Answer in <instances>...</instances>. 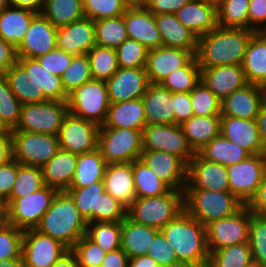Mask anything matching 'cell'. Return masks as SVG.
<instances>
[{"label":"cell","instance_id":"1","mask_svg":"<svg viewBox=\"0 0 266 267\" xmlns=\"http://www.w3.org/2000/svg\"><path fill=\"white\" fill-rule=\"evenodd\" d=\"M3 75L22 104L68 100L61 77L46 71L36 58H18Z\"/></svg>","mask_w":266,"mask_h":267},{"label":"cell","instance_id":"2","mask_svg":"<svg viewBox=\"0 0 266 267\" xmlns=\"http://www.w3.org/2000/svg\"><path fill=\"white\" fill-rule=\"evenodd\" d=\"M253 30L217 26L198 38L196 59L201 69L242 65Z\"/></svg>","mask_w":266,"mask_h":267},{"label":"cell","instance_id":"3","mask_svg":"<svg viewBox=\"0 0 266 267\" xmlns=\"http://www.w3.org/2000/svg\"><path fill=\"white\" fill-rule=\"evenodd\" d=\"M160 231L184 267H208L210 253L207 246L206 226L185 210Z\"/></svg>","mask_w":266,"mask_h":267},{"label":"cell","instance_id":"4","mask_svg":"<svg viewBox=\"0 0 266 267\" xmlns=\"http://www.w3.org/2000/svg\"><path fill=\"white\" fill-rule=\"evenodd\" d=\"M39 232L59 241L69 250L87 230V222L79 213L72 198L58 192L35 228Z\"/></svg>","mask_w":266,"mask_h":267},{"label":"cell","instance_id":"5","mask_svg":"<svg viewBox=\"0 0 266 267\" xmlns=\"http://www.w3.org/2000/svg\"><path fill=\"white\" fill-rule=\"evenodd\" d=\"M244 205L230 192L184 190V210L204 226L237 213Z\"/></svg>","mask_w":266,"mask_h":267},{"label":"cell","instance_id":"6","mask_svg":"<svg viewBox=\"0 0 266 267\" xmlns=\"http://www.w3.org/2000/svg\"><path fill=\"white\" fill-rule=\"evenodd\" d=\"M184 210V192L170 190L158 197H136L127 216L136 223L161 230Z\"/></svg>","mask_w":266,"mask_h":267},{"label":"cell","instance_id":"7","mask_svg":"<svg viewBox=\"0 0 266 267\" xmlns=\"http://www.w3.org/2000/svg\"><path fill=\"white\" fill-rule=\"evenodd\" d=\"M143 130L100 127L97 148L107 164L129 163L143 152Z\"/></svg>","mask_w":266,"mask_h":267},{"label":"cell","instance_id":"8","mask_svg":"<svg viewBox=\"0 0 266 267\" xmlns=\"http://www.w3.org/2000/svg\"><path fill=\"white\" fill-rule=\"evenodd\" d=\"M68 112L101 126L110 106L105 81L92 79L68 95Z\"/></svg>","mask_w":266,"mask_h":267},{"label":"cell","instance_id":"9","mask_svg":"<svg viewBox=\"0 0 266 267\" xmlns=\"http://www.w3.org/2000/svg\"><path fill=\"white\" fill-rule=\"evenodd\" d=\"M67 113V101L22 104L20 120L12 131L58 135Z\"/></svg>","mask_w":266,"mask_h":267},{"label":"cell","instance_id":"10","mask_svg":"<svg viewBox=\"0 0 266 267\" xmlns=\"http://www.w3.org/2000/svg\"><path fill=\"white\" fill-rule=\"evenodd\" d=\"M13 159L22 165L44 166L60 149L57 135L12 131Z\"/></svg>","mask_w":266,"mask_h":267},{"label":"cell","instance_id":"11","mask_svg":"<svg viewBox=\"0 0 266 267\" xmlns=\"http://www.w3.org/2000/svg\"><path fill=\"white\" fill-rule=\"evenodd\" d=\"M230 193L247 205L256 195L266 172V153L251 154L243 161L226 166Z\"/></svg>","mask_w":266,"mask_h":267},{"label":"cell","instance_id":"12","mask_svg":"<svg viewBox=\"0 0 266 267\" xmlns=\"http://www.w3.org/2000/svg\"><path fill=\"white\" fill-rule=\"evenodd\" d=\"M59 191L50 186L22 198L15 199L7 208V223L26 230L36 228Z\"/></svg>","mask_w":266,"mask_h":267},{"label":"cell","instance_id":"13","mask_svg":"<svg viewBox=\"0 0 266 267\" xmlns=\"http://www.w3.org/2000/svg\"><path fill=\"white\" fill-rule=\"evenodd\" d=\"M143 151H163L177 155L186 164L195 156L179 124L146 125L142 131Z\"/></svg>","mask_w":266,"mask_h":267},{"label":"cell","instance_id":"14","mask_svg":"<svg viewBox=\"0 0 266 267\" xmlns=\"http://www.w3.org/2000/svg\"><path fill=\"white\" fill-rule=\"evenodd\" d=\"M253 213L244 205L237 213L206 225L208 251L248 242L249 224Z\"/></svg>","mask_w":266,"mask_h":267},{"label":"cell","instance_id":"15","mask_svg":"<svg viewBox=\"0 0 266 267\" xmlns=\"http://www.w3.org/2000/svg\"><path fill=\"white\" fill-rule=\"evenodd\" d=\"M100 126L68 112L58 132L60 149L83 154L97 148Z\"/></svg>","mask_w":266,"mask_h":267},{"label":"cell","instance_id":"16","mask_svg":"<svg viewBox=\"0 0 266 267\" xmlns=\"http://www.w3.org/2000/svg\"><path fill=\"white\" fill-rule=\"evenodd\" d=\"M69 249L35 228L23 232L22 257L26 267H52Z\"/></svg>","mask_w":266,"mask_h":267},{"label":"cell","instance_id":"17","mask_svg":"<svg viewBox=\"0 0 266 267\" xmlns=\"http://www.w3.org/2000/svg\"><path fill=\"white\" fill-rule=\"evenodd\" d=\"M185 189L230 192L226 166L205 160L196 153L187 164Z\"/></svg>","mask_w":266,"mask_h":267},{"label":"cell","instance_id":"18","mask_svg":"<svg viewBox=\"0 0 266 267\" xmlns=\"http://www.w3.org/2000/svg\"><path fill=\"white\" fill-rule=\"evenodd\" d=\"M140 160L172 190L184 192L187 164L180 157L163 151H143Z\"/></svg>","mask_w":266,"mask_h":267},{"label":"cell","instance_id":"19","mask_svg":"<svg viewBox=\"0 0 266 267\" xmlns=\"http://www.w3.org/2000/svg\"><path fill=\"white\" fill-rule=\"evenodd\" d=\"M57 27L38 13L21 43L16 47L18 58H37L57 47Z\"/></svg>","mask_w":266,"mask_h":267},{"label":"cell","instance_id":"20","mask_svg":"<svg viewBox=\"0 0 266 267\" xmlns=\"http://www.w3.org/2000/svg\"><path fill=\"white\" fill-rule=\"evenodd\" d=\"M105 83L110 103L141 98L150 84L145 67L119 68Z\"/></svg>","mask_w":266,"mask_h":267},{"label":"cell","instance_id":"21","mask_svg":"<svg viewBox=\"0 0 266 267\" xmlns=\"http://www.w3.org/2000/svg\"><path fill=\"white\" fill-rule=\"evenodd\" d=\"M265 99L266 88L247 83L221 101V116L256 119Z\"/></svg>","mask_w":266,"mask_h":267},{"label":"cell","instance_id":"22","mask_svg":"<svg viewBox=\"0 0 266 267\" xmlns=\"http://www.w3.org/2000/svg\"><path fill=\"white\" fill-rule=\"evenodd\" d=\"M195 55L182 48L159 46L148 51L146 73L150 84H160L173 70L184 67Z\"/></svg>","mask_w":266,"mask_h":267},{"label":"cell","instance_id":"23","mask_svg":"<svg viewBox=\"0 0 266 267\" xmlns=\"http://www.w3.org/2000/svg\"><path fill=\"white\" fill-rule=\"evenodd\" d=\"M123 17L128 38L135 39L148 50L162 46L155 14L144 5L128 7Z\"/></svg>","mask_w":266,"mask_h":267},{"label":"cell","instance_id":"24","mask_svg":"<svg viewBox=\"0 0 266 267\" xmlns=\"http://www.w3.org/2000/svg\"><path fill=\"white\" fill-rule=\"evenodd\" d=\"M57 47L72 55L87 54L95 45L94 20L84 17L57 28Z\"/></svg>","mask_w":266,"mask_h":267},{"label":"cell","instance_id":"25","mask_svg":"<svg viewBox=\"0 0 266 267\" xmlns=\"http://www.w3.org/2000/svg\"><path fill=\"white\" fill-rule=\"evenodd\" d=\"M175 17L198 38L218 26L217 3L210 0H190L174 13Z\"/></svg>","mask_w":266,"mask_h":267},{"label":"cell","instance_id":"26","mask_svg":"<svg viewBox=\"0 0 266 267\" xmlns=\"http://www.w3.org/2000/svg\"><path fill=\"white\" fill-rule=\"evenodd\" d=\"M221 134L229 141L239 144L250 154L266 153L259 137L256 119L221 116Z\"/></svg>","mask_w":266,"mask_h":267},{"label":"cell","instance_id":"27","mask_svg":"<svg viewBox=\"0 0 266 267\" xmlns=\"http://www.w3.org/2000/svg\"><path fill=\"white\" fill-rule=\"evenodd\" d=\"M147 125L176 124L173 93L160 84H149L142 96Z\"/></svg>","mask_w":266,"mask_h":267},{"label":"cell","instance_id":"28","mask_svg":"<svg viewBox=\"0 0 266 267\" xmlns=\"http://www.w3.org/2000/svg\"><path fill=\"white\" fill-rule=\"evenodd\" d=\"M201 81L220 101L247 84L242 65H220L201 69Z\"/></svg>","mask_w":266,"mask_h":267},{"label":"cell","instance_id":"29","mask_svg":"<svg viewBox=\"0 0 266 267\" xmlns=\"http://www.w3.org/2000/svg\"><path fill=\"white\" fill-rule=\"evenodd\" d=\"M103 181L105 191L128 209L136 198L133 162L108 164Z\"/></svg>","mask_w":266,"mask_h":267},{"label":"cell","instance_id":"30","mask_svg":"<svg viewBox=\"0 0 266 267\" xmlns=\"http://www.w3.org/2000/svg\"><path fill=\"white\" fill-rule=\"evenodd\" d=\"M155 20L162 46L182 48L196 55L198 37L185 27L174 14H158L155 15Z\"/></svg>","mask_w":266,"mask_h":267},{"label":"cell","instance_id":"31","mask_svg":"<svg viewBox=\"0 0 266 267\" xmlns=\"http://www.w3.org/2000/svg\"><path fill=\"white\" fill-rule=\"evenodd\" d=\"M78 154L59 149L57 153L42 166L45 185L66 191L73 180L77 167Z\"/></svg>","mask_w":266,"mask_h":267},{"label":"cell","instance_id":"32","mask_svg":"<svg viewBox=\"0 0 266 267\" xmlns=\"http://www.w3.org/2000/svg\"><path fill=\"white\" fill-rule=\"evenodd\" d=\"M247 83L266 88V32H255L242 62Z\"/></svg>","mask_w":266,"mask_h":267},{"label":"cell","instance_id":"33","mask_svg":"<svg viewBox=\"0 0 266 267\" xmlns=\"http://www.w3.org/2000/svg\"><path fill=\"white\" fill-rule=\"evenodd\" d=\"M146 125L141 97L130 101L110 103L106 119L100 127L143 130Z\"/></svg>","mask_w":266,"mask_h":267},{"label":"cell","instance_id":"34","mask_svg":"<svg viewBox=\"0 0 266 267\" xmlns=\"http://www.w3.org/2000/svg\"><path fill=\"white\" fill-rule=\"evenodd\" d=\"M37 14L34 10L13 5L4 8L0 11V37L17 47Z\"/></svg>","mask_w":266,"mask_h":267},{"label":"cell","instance_id":"35","mask_svg":"<svg viewBox=\"0 0 266 267\" xmlns=\"http://www.w3.org/2000/svg\"><path fill=\"white\" fill-rule=\"evenodd\" d=\"M160 230L136 223L128 216L121 222V246L129 259L147 255L155 235Z\"/></svg>","mask_w":266,"mask_h":267},{"label":"cell","instance_id":"36","mask_svg":"<svg viewBox=\"0 0 266 267\" xmlns=\"http://www.w3.org/2000/svg\"><path fill=\"white\" fill-rule=\"evenodd\" d=\"M184 135L195 153L221 134V115L195 116L181 124Z\"/></svg>","mask_w":266,"mask_h":267},{"label":"cell","instance_id":"37","mask_svg":"<svg viewBox=\"0 0 266 267\" xmlns=\"http://www.w3.org/2000/svg\"><path fill=\"white\" fill-rule=\"evenodd\" d=\"M107 165L98 148L78 154L77 167L69 188H83L102 181Z\"/></svg>","mask_w":266,"mask_h":267},{"label":"cell","instance_id":"38","mask_svg":"<svg viewBox=\"0 0 266 267\" xmlns=\"http://www.w3.org/2000/svg\"><path fill=\"white\" fill-rule=\"evenodd\" d=\"M198 154L205 160L216 162L223 166L239 163L251 155L246 149L229 141L222 134L213 138Z\"/></svg>","mask_w":266,"mask_h":267},{"label":"cell","instance_id":"39","mask_svg":"<svg viewBox=\"0 0 266 267\" xmlns=\"http://www.w3.org/2000/svg\"><path fill=\"white\" fill-rule=\"evenodd\" d=\"M40 13L57 28L85 17L83 0H43Z\"/></svg>","mask_w":266,"mask_h":267},{"label":"cell","instance_id":"40","mask_svg":"<svg viewBox=\"0 0 266 267\" xmlns=\"http://www.w3.org/2000/svg\"><path fill=\"white\" fill-rule=\"evenodd\" d=\"M65 192L72 198L87 224L97 222L99 197L105 192L103 180L83 188H68Z\"/></svg>","mask_w":266,"mask_h":267},{"label":"cell","instance_id":"41","mask_svg":"<svg viewBox=\"0 0 266 267\" xmlns=\"http://www.w3.org/2000/svg\"><path fill=\"white\" fill-rule=\"evenodd\" d=\"M133 179L136 197H158L171 188L157 177L140 159L133 161Z\"/></svg>","mask_w":266,"mask_h":267},{"label":"cell","instance_id":"42","mask_svg":"<svg viewBox=\"0 0 266 267\" xmlns=\"http://www.w3.org/2000/svg\"><path fill=\"white\" fill-rule=\"evenodd\" d=\"M45 185L41 167L22 165L18 162L17 176L10 198L4 203L6 208L17 198L26 197Z\"/></svg>","mask_w":266,"mask_h":267},{"label":"cell","instance_id":"43","mask_svg":"<svg viewBox=\"0 0 266 267\" xmlns=\"http://www.w3.org/2000/svg\"><path fill=\"white\" fill-rule=\"evenodd\" d=\"M201 81V68L194 56L184 67L173 70L160 85L175 92H190Z\"/></svg>","mask_w":266,"mask_h":267},{"label":"cell","instance_id":"44","mask_svg":"<svg viewBox=\"0 0 266 267\" xmlns=\"http://www.w3.org/2000/svg\"><path fill=\"white\" fill-rule=\"evenodd\" d=\"M94 23L96 45L116 49L128 38L123 15L95 20Z\"/></svg>","mask_w":266,"mask_h":267},{"label":"cell","instance_id":"45","mask_svg":"<svg viewBox=\"0 0 266 267\" xmlns=\"http://www.w3.org/2000/svg\"><path fill=\"white\" fill-rule=\"evenodd\" d=\"M93 79L107 81L119 69L114 48L95 45L87 54Z\"/></svg>","mask_w":266,"mask_h":267},{"label":"cell","instance_id":"46","mask_svg":"<svg viewBox=\"0 0 266 267\" xmlns=\"http://www.w3.org/2000/svg\"><path fill=\"white\" fill-rule=\"evenodd\" d=\"M250 0H217V22L222 27L248 29Z\"/></svg>","mask_w":266,"mask_h":267},{"label":"cell","instance_id":"47","mask_svg":"<svg viewBox=\"0 0 266 267\" xmlns=\"http://www.w3.org/2000/svg\"><path fill=\"white\" fill-rule=\"evenodd\" d=\"M252 261L249 243L244 242L212 251L208 267H246Z\"/></svg>","mask_w":266,"mask_h":267},{"label":"cell","instance_id":"48","mask_svg":"<svg viewBox=\"0 0 266 267\" xmlns=\"http://www.w3.org/2000/svg\"><path fill=\"white\" fill-rule=\"evenodd\" d=\"M94 223L87 224L86 235L106 252L119 249L121 246V222Z\"/></svg>","mask_w":266,"mask_h":267},{"label":"cell","instance_id":"49","mask_svg":"<svg viewBox=\"0 0 266 267\" xmlns=\"http://www.w3.org/2000/svg\"><path fill=\"white\" fill-rule=\"evenodd\" d=\"M92 79L86 54L73 55L71 64L61 76L62 86L67 96Z\"/></svg>","mask_w":266,"mask_h":267},{"label":"cell","instance_id":"50","mask_svg":"<svg viewBox=\"0 0 266 267\" xmlns=\"http://www.w3.org/2000/svg\"><path fill=\"white\" fill-rule=\"evenodd\" d=\"M190 99L195 116L221 115V101L203 81L190 91Z\"/></svg>","mask_w":266,"mask_h":267},{"label":"cell","instance_id":"51","mask_svg":"<svg viewBox=\"0 0 266 267\" xmlns=\"http://www.w3.org/2000/svg\"><path fill=\"white\" fill-rule=\"evenodd\" d=\"M248 243L253 262L266 267V217L251 215Z\"/></svg>","mask_w":266,"mask_h":267},{"label":"cell","instance_id":"52","mask_svg":"<svg viewBox=\"0 0 266 267\" xmlns=\"http://www.w3.org/2000/svg\"><path fill=\"white\" fill-rule=\"evenodd\" d=\"M22 103L11 91L8 80L0 75V118L12 130L20 120Z\"/></svg>","mask_w":266,"mask_h":267},{"label":"cell","instance_id":"53","mask_svg":"<svg viewBox=\"0 0 266 267\" xmlns=\"http://www.w3.org/2000/svg\"><path fill=\"white\" fill-rule=\"evenodd\" d=\"M115 50L119 68L146 67L149 50L135 39L127 38Z\"/></svg>","mask_w":266,"mask_h":267},{"label":"cell","instance_id":"54","mask_svg":"<svg viewBox=\"0 0 266 267\" xmlns=\"http://www.w3.org/2000/svg\"><path fill=\"white\" fill-rule=\"evenodd\" d=\"M70 251L75 255L80 267H101L107 254L86 234L73 245Z\"/></svg>","mask_w":266,"mask_h":267},{"label":"cell","instance_id":"55","mask_svg":"<svg viewBox=\"0 0 266 267\" xmlns=\"http://www.w3.org/2000/svg\"><path fill=\"white\" fill-rule=\"evenodd\" d=\"M127 8L123 0H83L84 16L94 21L122 16Z\"/></svg>","mask_w":266,"mask_h":267},{"label":"cell","instance_id":"56","mask_svg":"<svg viewBox=\"0 0 266 267\" xmlns=\"http://www.w3.org/2000/svg\"><path fill=\"white\" fill-rule=\"evenodd\" d=\"M23 232L8 223L0 228V261L22 257Z\"/></svg>","mask_w":266,"mask_h":267},{"label":"cell","instance_id":"57","mask_svg":"<svg viewBox=\"0 0 266 267\" xmlns=\"http://www.w3.org/2000/svg\"><path fill=\"white\" fill-rule=\"evenodd\" d=\"M147 255L156 261L159 267H184L161 231L155 235Z\"/></svg>","mask_w":266,"mask_h":267},{"label":"cell","instance_id":"58","mask_svg":"<svg viewBox=\"0 0 266 267\" xmlns=\"http://www.w3.org/2000/svg\"><path fill=\"white\" fill-rule=\"evenodd\" d=\"M127 216V209L106 191L100 194L97 222H122Z\"/></svg>","mask_w":266,"mask_h":267},{"label":"cell","instance_id":"59","mask_svg":"<svg viewBox=\"0 0 266 267\" xmlns=\"http://www.w3.org/2000/svg\"><path fill=\"white\" fill-rule=\"evenodd\" d=\"M72 57V54L56 47L47 54L38 56L36 59L46 71L61 77L71 64Z\"/></svg>","mask_w":266,"mask_h":267},{"label":"cell","instance_id":"60","mask_svg":"<svg viewBox=\"0 0 266 267\" xmlns=\"http://www.w3.org/2000/svg\"><path fill=\"white\" fill-rule=\"evenodd\" d=\"M17 170L18 162L14 159L0 165V202L5 203L10 198Z\"/></svg>","mask_w":266,"mask_h":267},{"label":"cell","instance_id":"61","mask_svg":"<svg viewBox=\"0 0 266 267\" xmlns=\"http://www.w3.org/2000/svg\"><path fill=\"white\" fill-rule=\"evenodd\" d=\"M265 22L266 0H250L248 9V29L255 32H266V25L262 26L264 28L257 27L259 24Z\"/></svg>","mask_w":266,"mask_h":267},{"label":"cell","instance_id":"62","mask_svg":"<svg viewBox=\"0 0 266 267\" xmlns=\"http://www.w3.org/2000/svg\"><path fill=\"white\" fill-rule=\"evenodd\" d=\"M173 101L176 124L181 125L184 121L188 120L194 115L190 99V92L173 93Z\"/></svg>","mask_w":266,"mask_h":267},{"label":"cell","instance_id":"63","mask_svg":"<svg viewBox=\"0 0 266 267\" xmlns=\"http://www.w3.org/2000/svg\"><path fill=\"white\" fill-rule=\"evenodd\" d=\"M190 0H145L144 6L153 14H174Z\"/></svg>","mask_w":266,"mask_h":267},{"label":"cell","instance_id":"64","mask_svg":"<svg viewBox=\"0 0 266 267\" xmlns=\"http://www.w3.org/2000/svg\"><path fill=\"white\" fill-rule=\"evenodd\" d=\"M18 61L16 47L0 37V75H3Z\"/></svg>","mask_w":266,"mask_h":267},{"label":"cell","instance_id":"65","mask_svg":"<svg viewBox=\"0 0 266 267\" xmlns=\"http://www.w3.org/2000/svg\"><path fill=\"white\" fill-rule=\"evenodd\" d=\"M246 206L253 214L266 217V172L264 173L256 195Z\"/></svg>","mask_w":266,"mask_h":267},{"label":"cell","instance_id":"66","mask_svg":"<svg viewBox=\"0 0 266 267\" xmlns=\"http://www.w3.org/2000/svg\"><path fill=\"white\" fill-rule=\"evenodd\" d=\"M101 267H129V257L121 248L107 252Z\"/></svg>","mask_w":266,"mask_h":267},{"label":"cell","instance_id":"67","mask_svg":"<svg viewBox=\"0 0 266 267\" xmlns=\"http://www.w3.org/2000/svg\"><path fill=\"white\" fill-rule=\"evenodd\" d=\"M13 160L12 133L0 134V165Z\"/></svg>","mask_w":266,"mask_h":267},{"label":"cell","instance_id":"68","mask_svg":"<svg viewBox=\"0 0 266 267\" xmlns=\"http://www.w3.org/2000/svg\"><path fill=\"white\" fill-rule=\"evenodd\" d=\"M256 120L258 124L259 137L261 143L266 149V99L262 102L260 106V110Z\"/></svg>","mask_w":266,"mask_h":267},{"label":"cell","instance_id":"69","mask_svg":"<svg viewBox=\"0 0 266 267\" xmlns=\"http://www.w3.org/2000/svg\"><path fill=\"white\" fill-rule=\"evenodd\" d=\"M9 5L28 8L40 13L42 9L43 0H8Z\"/></svg>","mask_w":266,"mask_h":267},{"label":"cell","instance_id":"70","mask_svg":"<svg viewBox=\"0 0 266 267\" xmlns=\"http://www.w3.org/2000/svg\"><path fill=\"white\" fill-rule=\"evenodd\" d=\"M129 267H159V265L149 255H143L129 259Z\"/></svg>","mask_w":266,"mask_h":267},{"label":"cell","instance_id":"71","mask_svg":"<svg viewBox=\"0 0 266 267\" xmlns=\"http://www.w3.org/2000/svg\"><path fill=\"white\" fill-rule=\"evenodd\" d=\"M52 267H80L75 255L69 250Z\"/></svg>","mask_w":266,"mask_h":267},{"label":"cell","instance_id":"72","mask_svg":"<svg viewBox=\"0 0 266 267\" xmlns=\"http://www.w3.org/2000/svg\"><path fill=\"white\" fill-rule=\"evenodd\" d=\"M0 267H26L23 257L16 259H3L0 261Z\"/></svg>","mask_w":266,"mask_h":267},{"label":"cell","instance_id":"73","mask_svg":"<svg viewBox=\"0 0 266 267\" xmlns=\"http://www.w3.org/2000/svg\"><path fill=\"white\" fill-rule=\"evenodd\" d=\"M7 223L6 205L0 202V228Z\"/></svg>","mask_w":266,"mask_h":267},{"label":"cell","instance_id":"74","mask_svg":"<svg viewBox=\"0 0 266 267\" xmlns=\"http://www.w3.org/2000/svg\"><path fill=\"white\" fill-rule=\"evenodd\" d=\"M128 7L142 6L145 0H123Z\"/></svg>","mask_w":266,"mask_h":267},{"label":"cell","instance_id":"75","mask_svg":"<svg viewBox=\"0 0 266 267\" xmlns=\"http://www.w3.org/2000/svg\"><path fill=\"white\" fill-rule=\"evenodd\" d=\"M12 133V130L7 126V124L0 118V134Z\"/></svg>","mask_w":266,"mask_h":267},{"label":"cell","instance_id":"76","mask_svg":"<svg viewBox=\"0 0 266 267\" xmlns=\"http://www.w3.org/2000/svg\"><path fill=\"white\" fill-rule=\"evenodd\" d=\"M9 6L8 0H0V11Z\"/></svg>","mask_w":266,"mask_h":267},{"label":"cell","instance_id":"77","mask_svg":"<svg viewBox=\"0 0 266 267\" xmlns=\"http://www.w3.org/2000/svg\"><path fill=\"white\" fill-rule=\"evenodd\" d=\"M246 267H262L259 263L256 262H251L249 265H247Z\"/></svg>","mask_w":266,"mask_h":267}]
</instances>
